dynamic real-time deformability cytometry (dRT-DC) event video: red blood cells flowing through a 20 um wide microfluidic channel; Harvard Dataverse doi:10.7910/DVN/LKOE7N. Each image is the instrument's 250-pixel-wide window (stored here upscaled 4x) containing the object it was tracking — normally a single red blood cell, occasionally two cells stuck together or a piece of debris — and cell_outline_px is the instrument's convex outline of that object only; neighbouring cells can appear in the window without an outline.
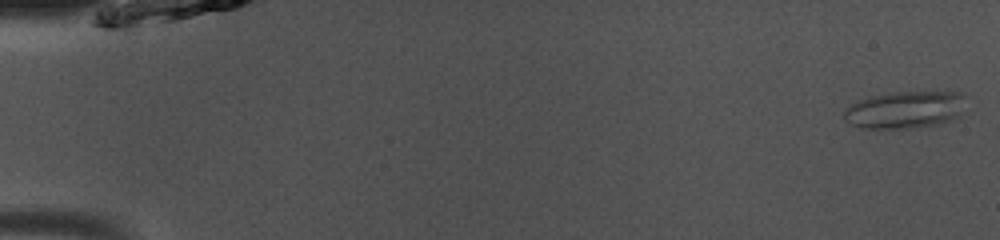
{"species": "common noctule bat (a hibernating species)", "species_latin": "Nyctalus noctula", "temperature_condition": "room temperature", "stored_images_in_passage": 49, "camera_frame_rate_fps": 3000, "um_per_image_px": 0.085, "animal": {"sex": "male", "body_mass_g": 13.0, "forearm_length_mm": 53.1}, "frame": {"image": 1, "passage_image": 1, "time_ms": 0.0, "image_size_px": [1000, 240], "cell_outline_px": [[968, 96], [960, 116], [952, 120], [940, 124], [908, 128], [860, 128], [844, 120], [844, 112], [852, 104], [868, 96], [892, 92], [960, 92]], "centroid_in_image_um": [76.98, 9.32], "position_along_channel_um": 8.0, "area_um2": 26.65}}
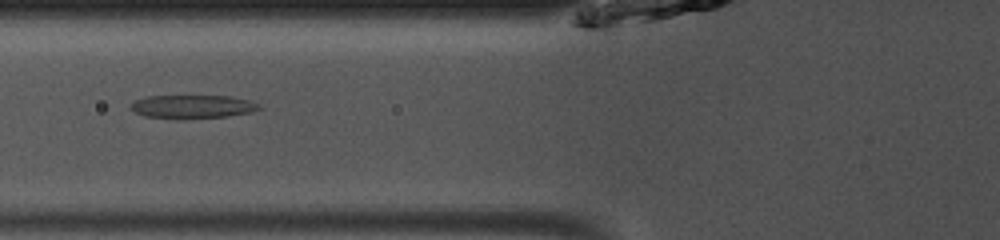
{"frame": {"image": 2, "passage_image": 19, "time_ms": 6.0, "image_size_px": [1000, 240], "cell_outline_px": [[264, 108], [252, 112], [228, 116], [176, 120], [144, 116], [136, 112], [132, 108], [132, 100], [148, 96], [232, 96], [248, 100], [260, 104]], "centroid_in_image_um": [16.39, 9.08], "position_along_channel_um": 109.4, "area_um2": 17.86}}
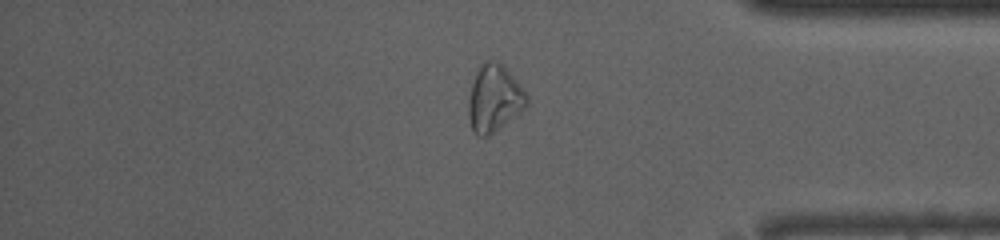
{"frame": {"image": 3, "passage_image": 41, "time_ms": 13.333, "image_size_px": [1000, 240], "cell_outline_px": [[528, 104], [520, 112], [488, 136], [476, 136], [468, 120], [468, 100], [472, 84], [476, 72], [480, 64], [484, 60], [488, 60], [504, 64], [528, 96]], "centroid_in_image_um": [41.99, 8.35], "position_along_channel_um": 393.2, "area_um2": 22.66}, "authors_computed_cell_mechanics": {"area_um2": 20.4612, "velocity_mm_per_s": 4.083, "shape_relaxation_time_tau1_ms": null, "shape_relaxation_time_tau2_ms": 2.9483, "deformation_change_tau1": null, "deformation_change_tau2": 0.123}}